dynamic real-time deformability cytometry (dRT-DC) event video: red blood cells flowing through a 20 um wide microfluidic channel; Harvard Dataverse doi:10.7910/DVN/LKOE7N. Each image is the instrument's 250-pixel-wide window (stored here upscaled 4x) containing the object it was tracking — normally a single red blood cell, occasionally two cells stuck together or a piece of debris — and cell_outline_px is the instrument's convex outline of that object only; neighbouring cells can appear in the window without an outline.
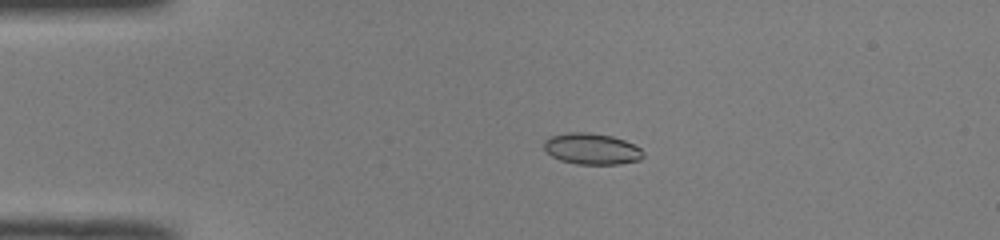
{"species": "common noctule bat (a hibernating species)", "species_latin": "Nyctalus noctula", "temperature_condition": "room temperature", "stored_images_in_passage": 41, "camera_frame_rate_fps": 3000, "um_per_image_px": 0.085, "animal": {"sex": "male", "body_mass_g": 19.0, "forearm_length_mm": 50.8}, "frame": {"image": 1, "passage_image": 1, "time_ms": 0.0, "image_size_px": [1000, 240], "cell_outline_px": [[644, 156], [640, 160], [620, 164], [576, 164], [560, 160], [552, 156], [544, 148], [544, 140], [548, 136], [568, 132], [588, 132], [612, 136], [624, 140], [640, 148], [644, 152]], "centroid_in_image_um": [50.29, 12.65], "position_along_channel_um": 34.7, "area_um2": 18.15}}
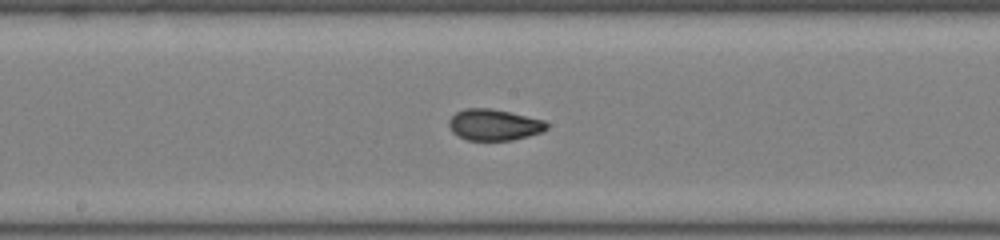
{"frame": {"image": 2, "passage_image": 17, "time_ms": 5.333, "image_size_px": [1000, 240], "cell_outline_px": [[548, 128], [540, 132], [528, 136], [512, 140], [468, 140], [452, 132], [448, 124], [448, 120], [456, 112], [464, 108], [492, 108], [544, 120], [548, 124]], "centroid_in_image_um": [41.98, 10.6], "position_along_channel_um": 206.2, "area_um2": 17.74}}
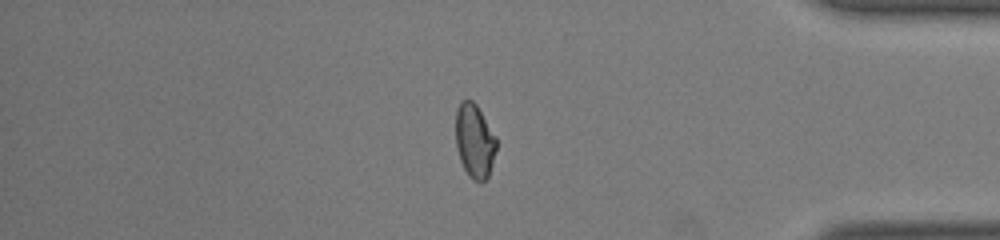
{"frame": {"image": 3, "passage_image": 33, "time_ms": 10.667, "image_size_px": [1000, 240], "cell_outline_px": [[496, 148], [488, 176], [484, 180], [472, 180], [468, 176], [460, 160], [456, 144], [456, 108], [460, 100], [472, 100], [476, 104], [496, 136]], "centroid_in_image_um": [40.32, 11.94], "position_along_channel_um": 394.9, "area_um2": 17.4}, "authors_computed_cell_mechanics": {"area_um2": 17.6868, "velocity_mm_per_s": 4.0263, "shape_relaxation_time_tau1_ms": 8.3267, "shape_relaxation_time_tau2_ms": 1.6526, "deformation_change_tau1": 0.1949, "deformation_change_tau2": 0.0533}}